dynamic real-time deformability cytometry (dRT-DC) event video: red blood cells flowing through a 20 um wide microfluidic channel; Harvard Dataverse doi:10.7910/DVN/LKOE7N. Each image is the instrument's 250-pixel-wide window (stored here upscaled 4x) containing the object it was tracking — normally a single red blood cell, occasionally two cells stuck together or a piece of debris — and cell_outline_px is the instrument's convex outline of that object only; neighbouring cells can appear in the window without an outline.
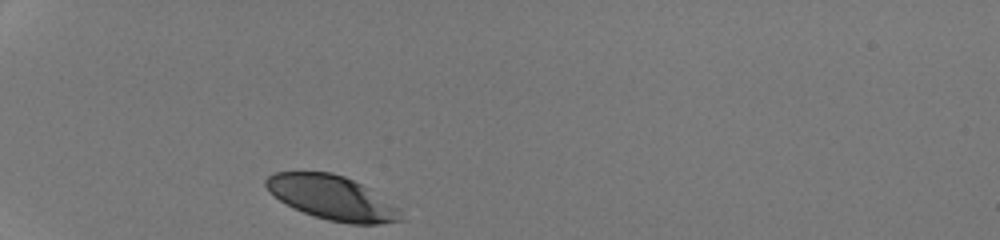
{"species": "human", "species_latin": "Homo sapiens", "temperature_condition": "room temperature", "stored_images_in_passage": 28, "camera_frame_rate_fps": 3000, "um_per_image_px": 0.085, "donor": {"sex": "male"}, "frame": {"image": 1, "passage_image": 1, "time_ms": 0.0, "image_size_px": [1000, 240], "cell_outline_px": [[404, 220], [380, 224], [348, 224], [328, 220], [304, 212], [280, 200], [268, 192], [264, 184], [264, 180], [268, 176], [276, 172], [332, 172], [344, 176], [368, 188], [400, 208]], "centroid_in_image_um": [28.24, 16.81], "position_along_channel_um": 56.8, "area_um2": 34.56}}
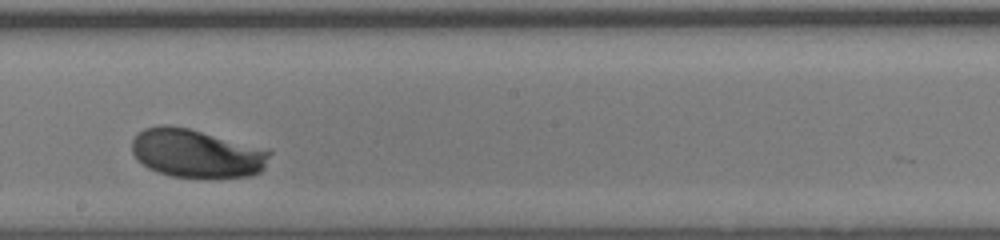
{"frame": {"image": 2, "passage_image": 16, "time_ms": 5.0, "image_size_px": [1000, 240], "cell_outline_px": [[272, 152], [264, 168], [260, 172], [252, 176], [204, 180], [172, 176], [156, 172], [148, 168], [136, 160], [132, 152], [132, 140], [144, 128], [160, 124], [168, 124], [188, 128], [268, 148]], "centroid_in_image_um": [16.74, 13.07], "position_along_channel_um": 231.5, "area_um2": 40.11}}
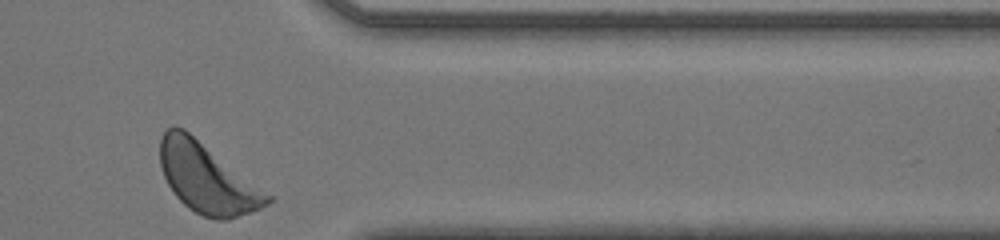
{"frame": {"image": 3, "passage_image": 28, "time_ms": 9.0, "image_size_px": [1000, 240], "cell_outline_px": [[272, 200], [268, 204], [260, 208], [228, 220], [216, 220], [204, 216], [188, 208], [176, 196], [168, 184], [164, 176], [160, 164], [160, 140], [164, 132], [172, 124], [184, 128], [272, 196]], "centroid_in_image_um": [17.58, 15.14], "position_along_channel_um": 393.8, "area_um2": 43.06}, "authors_computed_cell_mechanics": {"area_um2": 38.2058, "velocity_mm_per_s": 4.194, "shape_relaxation_time_tau1_ms": 2.6855, "shape_relaxation_time_tau2_ms": null, "deformation_change_tau1": 0.1383, "deformation_change_tau2": null}}